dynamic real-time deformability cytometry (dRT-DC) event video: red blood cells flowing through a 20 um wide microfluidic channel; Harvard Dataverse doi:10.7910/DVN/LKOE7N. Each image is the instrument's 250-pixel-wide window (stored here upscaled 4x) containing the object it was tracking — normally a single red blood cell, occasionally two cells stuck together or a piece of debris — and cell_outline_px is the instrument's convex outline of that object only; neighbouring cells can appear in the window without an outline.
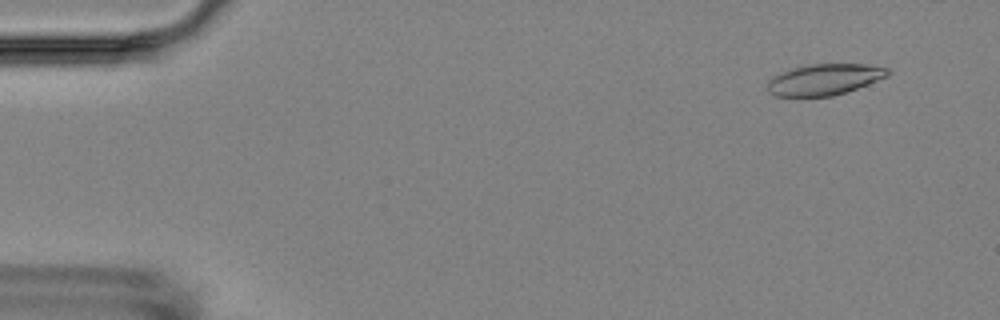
{"species": "Egyptian fruit bat (a non-hibernating species)", "species_latin": "Rousettus aegyptiacus", "temperature_condition": "room temperature", "stored_images_in_passage": 5, "camera_frame_rate_fps": 3000, "um_per_image_px": 0.085, "animal": {"sex": "female"}, "frame": {"image": 1, "passage_image": 1, "time_ms": 0.0, "image_size_px": [1000, 320], "cell_outline_px": [[892, 72], [888, 76], [868, 84], [832, 96], [776, 96], [768, 92], [768, 80], [772, 76], [792, 68], [808, 64], [864, 64], [888, 68]], "centroid_in_image_um": [70.07, 6.75], "position_along_channel_um": 14.9, "area_um2": 21.73}}